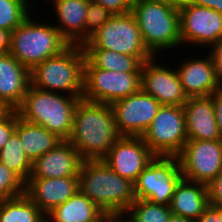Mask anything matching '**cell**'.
<instances>
[{
	"label": "cell",
	"instance_id": "cell-42",
	"mask_svg": "<svg viewBox=\"0 0 222 222\" xmlns=\"http://www.w3.org/2000/svg\"><path fill=\"white\" fill-rule=\"evenodd\" d=\"M169 222H195V220L185 218L180 215H176L172 213Z\"/></svg>",
	"mask_w": 222,
	"mask_h": 222
},
{
	"label": "cell",
	"instance_id": "cell-6",
	"mask_svg": "<svg viewBox=\"0 0 222 222\" xmlns=\"http://www.w3.org/2000/svg\"><path fill=\"white\" fill-rule=\"evenodd\" d=\"M43 23L29 15L11 32L9 53L30 71L70 45L54 24Z\"/></svg>",
	"mask_w": 222,
	"mask_h": 222
},
{
	"label": "cell",
	"instance_id": "cell-31",
	"mask_svg": "<svg viewBox=\"0 0 222 222\" xmlns=\"http://www.w3.org/2000/svg\"><path fill=\"white\" fill-rule=\"evenodd\" d=\"M113 14L102 5L89 1L87 8V18L85 24V42L103 24H105Z\"/></svg>",
	"mask_w": 222,
	"mask_h": 222
},
{
	"label": "cell",
	"instance_id": "cell-39",
	"mask_svg": "<svg viewBox=\"0 0 222 222\" xmlns=\"http://www.w3.org/2000/svg\"><path fill=\"white\" fill-rule=\"evenodd\" d=\"M11 32L0 28V54L9 53Z\"/></svg>",
	"mask_w": 222,
	"mask_h": 222
},
{
	"label": "cell",
	"instance_id": "cell-38",
	"mask_svg": "<svg viewBox=\"0 0 222 222\" xmlns=\"http://www.w3.org/2000/svg\"><path fill=\"white\" fill-rule=\"evenodd\" d=\"M125 215H128V216H125ZM123 216L125 217L123 218ZM103 222H136V221L129 212L118 211V212L104 213Z\"/></svg>",
	"mask_w": 222,
	"mask_h": 222
},
{
	"label": "cell",
	"instance_id": "cell-27",
	"mask_svg": "<svg viewBox=\"0 0 222 222\" xmlns=\"http://www.w3.org/2000/svg\"><path fill=\"white\" fill-rule=\"evenodd\" d=\"M0 162L16 173L24 182L30 177L32 163L26 157V153L23 151L20 139L15 131L0 150Z\"/></svg>",
	"mask_w": 222,
	"mask_h": 222
},
{
	"label": "cell",
	"instance_id": "cell-4",
	"mask_svg": "<svg viewBox=\"0 0 222 222\" xmlns=\"http://www.w3.org/2000/svg\"><path fill=\"white\" fill-rule=\"evenodd\" d=\"M85 53L82 45H69L60 54L47 58L30 71L31 85L82 99Z\"/></svg>",
	"mask_w": 222,
	"mask_h": 222
},
{
	"label": "cell",
	"instance_id": "cell-24",
	"mask_svg": "<svg viewBox=\"0 0 222 222\" xmlns=\"http://www.w3.org/2000/svg\"><path fill=\"white\" fill-rule=\"evenodd\" d=\"M103 212L78 190L65 203L46 215V222H92Z\"/></svg>",
	"mask_w": 222,
	"mask_h": 222
},
{
	"label": "cell",
	"instance_id": "cell-17",
	"mask_svg": "<svg viewBox=\"0 0 222 222\" xmlns=\"http://www.w3.org/2000/svg\"><path fill=\"white\" fill-rule=\"evenodd\" d=\"M204 58H187L181 62L177 73L187 97L210 96L220 89L213 57L209 51ZM199 58V59H198Z\"/></svg>",
	"mask_w": 222,
	"mask_h": 222
},
{
	"label": "cell",
	"instance_id": "cell-2",
	"mask_svg": "<svg viewBox=\"0 0 222 222\" xmlns=\"http://www.w3.org/2000/svg\"><path fill=\"white\" fill-rule=\"evenodd\" d=\"M79 190L103 213L127 211L136 199L135 185L116 174L103 160H84Z\"/></svg>",
	"mask_w": 222,
	"mask_h": 222
},
{
	"label": "cell",
	"instance_id": "cell-8",
	"mask_svg": "<svg viewBox=\"0 0 222 222\" xmlns=\"http://www.w3.org/2000/svg\"><path fill=\"white\" fill-rule=\"evenodd\" d=\"M141 72L109 71L84 63V90L82 99L111 105L141 89Z\"/></svg>",
	"mask_w": 222,
	"mask_h": 222
},
{
	"label": "cell",
	"instance_id": "cell-33",
	"mask_svg": "<svg viewBox=\"0 0 222 222\" xmlns=\"http://www.w3.org/2000/svg\"><path fill=\"white\" fill-rule=\"evenodd\" d=\"M209 203L222 208V170L215 179L207 186Z\"/></svg>",
	"mask_w": 222,
	"mask_h": 222
},
{
	"label": "cell",
	"instance_id": "cell-19",
	"mask_svg": "<svg viewBox=\"0 0 222 222\" xmlns=\"http://www.w3.org/2000/svg\"><path fill=\"white\" fill-rule=\"evenodd\" d=\"M183 109L188 140L222 139L211 96L189 97Z\"/></svg>",
	"mask_w": 222,
	"mask_h": 222
},
{
	"label": "cell",
	"instance_id": "cell-47",
	"mask_svg": "<svg viewBox=\"0 0 222 222\" xmlns=\"http://www.w3.org/2000/svg\"><path fill=\"white\" fill-rule=\"evenodd\" d=\"M220 90L222 91V79L220 80Z\"/></svg>",
	"mask_w": 222,
	"mask_h": 222
},
{
	"label": "cell",
	"instance_id": "cell-7",
	"mask_svg": "<svg viewBox=\"0 0 222 222\" xmlns=\"http://www.w3.org/2000/svg\"><path fill=\"white\" fill-rule=\"evenodd\" d=\"M82 47L136 56L142 63L154 57L145 47L139 26L131 12L113 14Z\"/></svg>",
	"mask_w": 222,
	"mask_h": 222
},
{
	"label": "cell",
	"instance_id": "cell-10",
	"mask_svg": "<svg viewBox=\"0 0 222 222\" xmlns=\"http://www.w3.org/2000/svg\"><path fill=\"white\" fill-rule=\"evenodd\" d=\"M182 178L177 156H156L134 183L136 199L170 206Z\"/></svg>",
	"mask_w": 222,
	"mask_h": 222
},
{
	"label": "cell",
	"instance_id": "cell-37",
	"mask_svg": "<svg viewBox=\"0 0 222 222\" xmlns=\"http://www.w3.org/2000/svg\"><path fill=\"white\" fill-rule=\"evenodd\" d=\"M214 63H215V67H216V71H217V75L219 77V80L222 79V40L211 47V49H209Z\"/></svg>",
	"mask_w": 222,
	"mask_h": 222
},
{
	"label": "cell",
	"instance_id": "cell-9",
	"mask_svg": "<svg viewBox=\"0 0 222 222\" xmlns=\"http://www.w3.org/2000/svg\"><path fill=\"white\" fill-rule=\"evenodd\" d=\"M142 138L156 156H177L188 141L183 106L161 105Z\"/></svg>",
	"mask_w": 222,
	"mask_h": 222
},
{
	"label": "cell",
	"instance_id": "cell-5",
	"mask_svg": "<svg viewBox=\"0 0 222 222\" xmlns=\"http://www.w3.org/2000/svg\"><path fill=\"white\" fill-rule=\"evenodd\" d=\"M134 15L145 47L156 53L175 49L181 44L179 5L141 0L132 4Z\"/></svg>",
	"mask_w": 222,
	"mask_h": 222
},
{
	"label": "cell",
	"instance_id": "cell-3",
	"mask_svg": "<svg viewBox=\"0 0 222 222\" xmlns=\"http://www.w3.org/2000/svg\"><path fill=\"white\" fill-rule=\"evenodd\" d=\"M80 100L76 96L41 90L30 84L22 104L16 110L23 120L41 125L62 140H68Z\"/></svg>",
	"mask_w": 222,
	"mask_h": 222
},
{
	"label": "cell",
	"instance_id": "cell-14",
	"mask_svg": "<svg viewBox=\"0 0 222 222\" xmlns=\"http://www.w3.org/2000/svg\"><path fill=\"white\" fill-rule=\"evenodd\" d=\"M155 157L142 137L120 136L101 160L116 174L135 183Z\"/></svg>",
	"mask_w": 222,
	"mask_h": 222
},
{
	"label": "cell",
	"instance_id": "cell-32",
	"mask_svg": "<svg viewBox=\"0 0 222 222\" xmlns=\"http://www.w3.org/2000/svg\"><path fill=\"white\" fill-rule=\"evenodd\" d=\"M17 122V110L14 109L6 118L0 119V150L15 131Z\"/></svg>",
	"mask_w": 222,
	"mask_h": 222
},
{
	"label": "cell",
	"instance_id": "cell-23",
	"mask_svg": "<svg viewBox=\"0 0 222 222\" xmlns=\"http://www.w3.org/2000/svg\"><path fill=\"white\" fill-rule=\"evenodd\" d=\"M21 147L26 157L33 163L38 157L52 150L62 139L41 125L25 121L19 117L15 127Z\"/></svg>",
	"mask_w": 222,
	"mask_h": 222
},
{
	"label": "cell",
	"instance_id": "cell-34",
	"mask_svg": "<svg viewBox=\"0 0 222 222\" xmlns=\"http://www.w3.org/2000/svg\"><path fill=\"white\" fill-rule=\"evenodd\" d=\"M93 2L102 5L112 14H123L131 12V4L127 0H92Z\"/></svg>",
	"mask_w": 222,
	"mask_h": 222
},
{
	"label": "cell",
	"instance_id": "cell-21",
	"mask_svg": "<svg viewBox=\"0 0 222 222\" xmlns=\"http://www.w3.org/2000/svg\"><path fill=\"white\" fill-rule=\"evenodd\" d=\"M59 19L54 25L70 45L85 43V24L90 0H52Z\"/></svg>",
	"mask_w": 222,
	"mask_h": 222
},
{
	"label": "cell",
	"instance_id": "cell-26",
	"mask_svg": "<svg viewBox=\"0 0 222 222\" xmlns=\"http://www.w3.org/2000/svg\"><path fill=\"white\" fill-rule=\"evenodd\" d=\"M0 222H46V215L22 194L0 201Z\"/></svg>",
	"mask_w": 222,
	"mask_h": 222
},
{
	"label": "cell",
	"instance_id": "cell-35",
	"mask_svg": "<svg viewBox=\"0 0 222 222\" xmlns=\"http://www.w3.org/2000/svg\"><path fill=\"white\" fill-rule=\"evenodd\" d=\"M195 222H222V208L210 204Z\"/></svg>",
	"mask_w": 222,
	"mask_h": 222
},
{
	"label": "cell",
	"instance_id": "cell-20",
	"mask_svg": "<svg viewBox=\"0 0 222 222\" xmlns=\"http://www.w3.org/2000/svg\"><path fill=\"white\" fill-rule=\"evenodd\" d=\"M30 84V70L10 53L0 54V99L17 109Z\"/></svg>",
	"mask_w": 222,
	"mask_h": 222
},
{
	"label": "cell",
	"instance_id": "cell-11",
	"mask_svg": "<svg viewBox=\"0 0 222 222\" xmlns=\"http://www.w3.org/2000/svg\"><path fill=\"white\" fill-rule=\"evenodd\" d=\"M177 158L184 179L208 186L222 170V139L188 140Z\"/></svg>",
	"mask_w": 222,
	"mask_h": 222
},
{
	"label": "cell",
	"instance_id": "cell-43",
	"mask_svg": "<svg viewBox=\"0 0 222 222\" xmlns=\"http://www.w3.org/2000/svg\"><path fill=\"white\" fill-rule=\"evenodd\" d=\"M210 8L222 13V0H211Z\"/></svg>",
	"mask_w": 222,
	"mask_h": 222
},
{
	"label": "cell",
	"instance_id": "cell-22",
	"mask_svg": "<svg viewBox=\"0 0 222 222\" xmlns=\"http://www.w3.org/2000/svg\"><path fill=\"white\" fill-rule=\"evenodd\" d=\"M209 205L207 185L182 178L172 196L170 210L173 214L197 220Z\"/></svg>",
	"mask_w": 222,
	"mask_h": 222
},
{
	"label": "cell",
	"instance_id": "cell-30",
	"mask_svg": "<svg viewBox=\"0 0 222 222\" xmlns=\"http://www.w3.org/2000/svg\"><path fill=\"white\" fill-rule=\"evenodd\" d=\"M25 194V182L0 162V201Z\"/></svg>",
	"mask_w": 222,
	"mask_h": 222
},
{
	"label": "cell",
	"instance_id": "cell-44",
	"mask_svg": "<svg viewBox=\"0 0 222 222\" xmlns=\"http://www.w3.org/2000/svg\"><path fill=\"white\" fill-rule=\"evenodd\" d=\"M148 1H155L159 3H166L171 5H180V0H148Z\"/></svg>",
	"mask_w": 222,
	"mask_h": 222
},
{
	"label": "cell",
	"instance_id": "cell-18",
	"mask_svg": "<svg viewBox=\"0 0 222 222\" xmlns=\"http://www.w3.org/2000/svg\"><path fill=\"white\" fill-rule=\"evenodd\" d=\"M79 190V177L27 179L25 195L45 214Z\"/></svg>",
	"mask_w": 222,
	"mask_h": 222
},
{
	"label": "cell",
	"instance_id": "cell-1",
	"mask_svg": "<svg viewBox=\"0 0 222 222\" xmlns=\"http://www.w3.org/2000/svg\"><path fill=\"white\" fill-rule=\"evenodd\" d=\"M119 137L111 105L78 102L68 141L84 160L102 159Z\"/></svg>",
	"mask_w": 222,
	"mask_h": 222
},
{
	"label": "cell",
	"instance_id": "cell-25",
	"mask_svg": "<svg viewBox=\"0 0 222 222\" xmlns=\"http://www.w3.org/2000/svg\"><path fill=\"white\" fill-rule=\"evenodd\" d=\"M85 58L96 68L119 72H141L143 63L136 57L105 49H83Z\"/></svg>",
	"mask_w": 222,
	"mask_h": 222
},
{
	"label": "cell",
	"instance_id": "cell-45",
	"mask_svg": "<svg viewBox=\"0 0 222 222\" xmlns=\"http://www.w3.org/2000/svg\"><path fill=\"white\" fill-rule=\"evenodd\" d=\"M103 219H104V213L96 221L92 222H103Z\"/></svg>",
	"mask_w": 222,
	"mask_h": 222
},
{
	"label": "cell",
	"instance_id": "cell-13",
	"mask_svg": "<svg viewBox=\"0 0 222 222\" xmlns=\"http://www.w3.org/2000/svg\"><path fill=\"white\" fill-rule=\"evenodd\" d=\"M119 136L142 137L161 104L141 89L111 104Z\"/></svg>",
	"mask_w": 222,
	"mask_h": 222
},
{
	"label": "cell",
	"instance_id": "cell-28",
	"mask_svg": "<svg viewBox=\"0 0 222 222\" xmlns=\"http://www.w3.org/2000/svg\"><path fill=\"white\" fill-rule=\"evenodd\" d=\"M30 0H0V28L12 32L31 12Z\"/></svg>",
	"mask_w": 222,
	"mask_h": 222
},
{
	"label": "cell",
	"instance_id": "cell-46",
	"mask_svg": "<svg viewBox=\"0 0 222 222\" xmlns=\"http://www.w3.org/2000/svg\"><path fill=\"white\" fill-rule=\"evenodd\" d=\"M131 5L132 4H134V3H136V2H139V1H141V0H127Z\"/></svg>",
	"mask_w": 222,
	"mask_h": 222
},
{
	"label": "cell",
	"instance_id": "cell-15",
	"mask_svg": "<svg viewBox=\"0 0 222 222\" xmlns=\"http://www.w3.org/2000/svg\"><path fill=\"white\" fill-rule=\"evenodd\" d=\"M155 58L144 62L141 67V90L153 96L161 105L184 106L188 97L177 70L161 66L157 61L155 63Z\"/></svg>",
	"mask_w": 222,
	"mask_h": 222
},
{
	"label": "cell",
	"instance_id": "cell-29",
	"mask_svg": "<svg viewBox=\"0 0 222 222\" xmlns=\"http://www.w3.org/2000/svg\"><path fill=\"white\" fill-rule=\"evenodd\" d=\"M127 212L136 222H169L172 215L170 206L154 204L143 199H135Z\"/></svg>",
	"mask_w": 222,
	"mask_h": 222
},
{
	"label": "cell",
	"instance_id": "cell-40",
	"mask_svg": "<svg viewBox=\"0 0 222 222\" xmlns=\"http://www.w3.org/2000/svg\"><path fill=\"white\" fill-rule=\"evenodd\" d=\"M14 108H12L6 101L0 99V119L6 118Z\"/></svg>",
	"mask_w": 222,
	"mask_h": 222
},
{
	"label": "cell",
	"instance_id": "cell-41",
	"mask_svg": "<svg viewBox=\"0 0 222 222\" xmlns=\"http://www.w3.org/2000/svg\"><path fill=\"white\" fill-rule=\"evenodd\" d=\"M211 0H180V4H194L197 6L210 8Z\"/></svg>",
	"mask_w": 222,
	"mask_h": 222
},
{
	"label": "cell",
	"instance_id": "cell-16",
	"mask_svg": "<svg viewBox=\"0 0 222 222\" xmlns=\"http://www.w3.org/2000/svg\"><path fill=\"white\" fill-rule=\"evenodd\" d=\"M83 161L74 146L68 140H62L32 163L28 179L79 177Z\"/></svg>",
	"mask_w": 222,
	"mask_h": 222
},
{
	"label": "cell",
	"instance_id": "cell-12",
	"mask_svg": "<svg viewBox=\"0 0 222 222\" xmlns=\"http://www.w3.org/2000/svg\"><path fill=\"white\" fill-rule=\"evenodd\" d=\"M181 44L210 48L222 40V13L194 4L179 5Z\"/></svg>",
	"mask_w": 222,
	"mask_h": 222
},
{
	"label": "cell",
	"instance_id": "cell-36",
	"mask_svg": "<svg viewBox=\"0 0 222 222\" xmlns=\"http://www.w3.org/2000/svg\"><path fill=\"white\" fill-rule=\"evenodd\" d=\"M210 96L213 101L216 122L222 138V91L218 89L217 91L213 92Z\"/></svg>",
	"mask_w": 222,
	"mask_h": 222
}]
</instances>
